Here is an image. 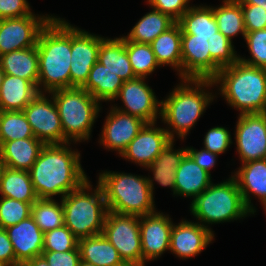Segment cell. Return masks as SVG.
I'll return each mask as SVG.
<instances>
[{
	"label": "cell",
	"instance_id": "816d5d0a",
	"mask_svg": "<svg viewBox=\"0 0 266 266\" xmlns=\"http://www.w3.org/2000/svg\"><path fill=\"white\" fill-rule=\"evenodd\" d=\"M3 167H4L3 162L0 159V175H1V172H2Z\"/></svg>",
	"mask_w": 266,
	"mask_h": 266
},
{
	"label": "cell",
	"instance_id": "4dcf8cb0",
	"mask_svg": "<svg viewBox=\"0 0 266 266\" xmlns=\"http://www.w3.org/2000/svg\"><path fill=\"white\" fill-rule=\"evenodd\" d=\"M175 23L169 15L154 9L144 15L125 38L136 43L150 44Z\"/></svg>",
	"mask_w": 266,
	"mask_h": 266
},
{
	"label": "cell",
	"instance_id": "8fae6325",
	"mask_svg": "<svg viewBox=\"0 0 266 266\" xmlns=\"http://www.w3.org/2000/svg\"><path fill=\"white\" fill-rule=\"evenodd\" d=\"M39 92L23 109L34 136L45 145L64 144V133L55 101Z\"/></svg>",
	"mask_w": 266,
	"mask_h": 266
},
{
	"label": "cell",
	"instance_id": "3957f363",
	"mask_svg": "<svg viewBox=\"0 0 266 266\" xmlns=\"http://www.w3.org/2000/svg\"><path fill=\"white\" fill-rule=\"evenodd\" d=\"M37 51L38 92L41 84L48 92L71 87V25L52 17L39 33Z\"/></svg>",
	"mask_w": 266,
	"mask_h": 266
},
{
	"label": "cell",
	"instance_id": "836d02e7",
	"mask_svg": "<svg viewBox=\"0 0 266 266\" xmlns=\"http://www.w3.org/2000/svg\"><path fill=\"white\" fill-rule=\"evenodd\" d=\"M36 138L23 111H0V145L12 140Z\"/></svg>",
	"mask_w": 266,
	"mask_h": 266
},
{
	"label": "cell",
	"instance_id": "ab89813d",
	"mask_svg": "<svg viewBox=\"0 0 266 266\" xmlns=\"http://www.w3.org/2000/svg\"><path fill=\"white\" fill-rule=\"evenodd\" d=\"M231 143V135L227 129L214 127L205 135L204 149L215 154H220L225 152Z\"/></svg>",
	"mask_w": 266,
	"mask_h": 266
},
{
	"label": "cell",
	"instance_id": "603a6c76",
	"mask_svg": "<svg viewBox=\"0 0 266 266\" xmlns=\"http://www.w3.org/2000/svg\"><path fill=\"white\" fill-rule=\"evenodd\" d=\"M210 175L186 153L176 169L175 195L192 196L195 199L212 184Z\"/></svg>",
	"mask_w": 266,
	"mask_h": 266
},
{
	"label": "cell",
	"instance_id": "681fc988",
	"mask_svg": "<svg viewBox=\"0 0 266 266\" xmlns=\"http://www.w3.org/2000/svg\"><path fill=\"white\" fill-rule=\"evenodd\" d=\"M4 76H5V72L3 71V69H2V67L0 65V86L3 83Z\"/></svg>",
	"mask_w": 266,
	"mask_h": 266
},
{
	"label": "cell",
	"instance_id": "9a60e30c",
	"mask_svg": "<svg viewBox=\"0 0 266 266\" xmlns=\"http://www.w3.org/2000/svg\"><path fill=\"white\" fill-rule=\"evenodd\" d=\"M145 78L136 77L134 79L125 81L120 88L117 97H120L126 106L124 109H115L136 116L146 123H155L157 113L161 114L158 106L161 102H158L153 90L144 82Z\"/></svg>",
	"mask_w": 266,
	"mask_h": 266
},
{
	"label": "cell",
	"instance_id": "7402d4cb",
	"mask_svg": "<svg viewBox=\"0 0 266 266\" xmlns=\"http://www.w3.org/2000/svg\"><path fill=\"white\" fill-rule=\"evenodd\" d=\"M44 146L37 138L3 142L0 145V159L7 168L29 171Z\"/></svg>",
	"mask_w": 266,
	"mask_h": 266
},
{
	"label": "cell",
	"instance_id": "f6af8a7d",
	"mask_svg": "<svg viewBox=\"0 0 266 266\" xmlns=\"http://www.w3.org/2000/svg\"><path fill=\"white\" fill-rule=\"evenodd\" d=\"M0 263L6 266H21L16 261L13 245L4 228H0Z\"/></svg>",
	"mask_w": 266,
	"mask_h": 266
},
{
	"label": "cell",
	"instance_id": "d6a6232c",
	"mask_svg": "<svg viewBox=\"0 0 266 266\" xmlns=\"http://www.w3.org/2000/svg\"><path fill=\"white\" fill-rule=\"evenodd\" d=\"M223 2L222 6L213 8L218 30L230 41L239 32L245 39L246 30L241 4L237 0H224Z\"/></svg>",
	"mask_w": 266,
	"mask_h": 266
},
{
	"label": "cell",
	"instance_id": "f35d334b",
	"mask_svg": "<svg viewBox=\"0 0 266 266\" xmlns=\"http://www.w3.org/2000/svg\"><path fill=\"white\" fill-rule=\"evenodd\" d=\"M245 40L252 59L239 57V60L245 64L266 69V29L246 32Z\"/></svg>",
	"mask_w": 266,
	"mask_h": 266
},
{
	"label": "cell",
	"instance_id": "ac0fdd59",
	"mask_svg": "<svg viewBox=\"0 0 266 266\" xmlns=\"http://www.w3.org/2000/svg\"><path fill=\"white\" fill-rule=\"evenodd\" d=\"M111 110L103 127L101 142L106 148L117 150L121 155L146 122L114 107Z\"/></svg>",
	"mask_w": 266,
	"mask_h": 266
},
{
	"label": "cell",
	"instance_id": "9c48e42d",
	"mask_svg": "<svg viewBox=\"0 0 266 266\" xmlns=\"http://www.w3.org/2000/svg\"><path fill=\"white\" fill-rule=\"evenodd\" d=\"M190 210L200 222L208 224L237 220L251 213L234 177L220 184H211L193 199Z\"/></svg>",
	"mask_w": 266,
	"mask_h": 266
},
{
	"label": "cell",
	"instance_id": "74e56055",
	"mask_svg": "<svg viewBox=\"0 0 266 266\" xmlns=\"http://www.w3.org/2000/svg\"><path fill=\"white\" fill-rule=\"evenodd\" d=\"M77 246L78 239L65 225L44 233L43 251L67 252Z\"/></svg>",
	"mask_w": 266,
	"mask_h": 266
},
{
	"label": "cell",
	"instance_id": "b9f144b4",
	"mask_svg": "<svg viewBox=\"0 0 266 266\" xmlns=\"http://www.w3.org/2000/svg\"><path fill=\"white\" fill-rule=\"evenodd\" d=\"M149 4L176 22L188 11L189 0H148Z\"/></svg>",
	"mask_w": 266,
	"mask_h": 266
},
{
	"label": "cell",
	"instance_id": "6da1fadb",
	"mask_svg": "<svg viewBox=\"0 0 266 266\" xmlns=\"http://www.w3.org/2000/svg\"><path fill=\"white\" fill-rule=\"evenodd\" d=\"M181 35V78L213 80L239 57L219 30L210 7H190L177 21Z\"/></svg>",
	"mask_w": 266,
	"mask_h": 266
},
{
	"label": "cell",
	"instance_id": "d6986e66",
	"mask_svg": "<svg viewBox=\"0 0 266 266\" xmlns=\"http://www.w3.org/2000/svg\"><path fill=\"white\" fill-rule=\"evenodd\" d=\"M204 224L182 221L172 225L170 251L181 258L199 254L212 241L214 235Z\"/></svg>",
	"mask_w": 266,
	"mask_h": 266
},
{
	"label": "cell",
	"instance_id": "7dc6e473",
	"mask_svg": "<svg viewBox=\"0 0 266 266\" xmlns=\"http://www.w3.org/2000/svg\"><path fill=\"white\" fill-rule=\"evenodd\" d=\"M22 266H50L45 258L41 256H37L31 260L26 261Z\"/></svg>",
	"mask_w": 266,
	"mask_h": 266
},
{
	"label": "cell",
	"instance_id": "e575fe53",
	"mask_svg": "<svg viewBox=\"0 0 266 266\" xmlns=\"http://www.w3.org/2000/svg\"><path fill=\"white\" fill-rule=\"evenodd\" d=\"M31 216L40 230L45 233L64 225V211L53 199H37L31 208Z\"/></svg>",
	"mask_w": 266,
	"mask_h": 266
},
{
	"label": "cell",
	"instance_id": "44dd1931",
	"mask_svg": "<svg viewBox=\"0 0 266 266\" xmlns=\"http://www.w3.org/2000/svg\"><path fill=\"white\" fill-rule=\"evenodd\" d=\"M232 177L236 180L243 201L251 213L254 214L255 211L253 205L250 204L249 192L257 195L266 207V159L243 163L235 176Z\"/></svg>",
	"mask_w": 266,
	"mask_h": 266
},
{
	"label": "cell",
	"instance_id": "c3c4849f",
	"mask_svg": "<svg viewBox=\"0 0 266 266\" xmlns=\"http://www.w3.org/2000/svg\"><path fill=\"white\" fill-rule=\"evenodd\" d=\"M240 4H253L262 6L266 10V0H237Z\"/></svg>",
	"mask_w": 266,
	"mask_h": 266
},
{
	"label": "cell",
	"instance_id": "bcb514c9",
	"mask_svg": "<svg viewBox=\"0 0 266 266\" xmlns=\"http://www.w3.org/2000/svg\"><path fill=\"white\" fill-rule=\"evenodd\" d=\"M187 153L192 157L197 165L210 173L209 170L215 165L217 154L212 153L206 149L196 151L193 148H187Z\"/></svg>",
	"mask_w": 266,
	"mask_h": 266
},
{
	"label": "cell",
	"instance_id": "ffe728a7",
	"mask_svg": "<svg viewBox=\"0 0 266 266\" xmlns=\"http://www.w3.org/2000/svg\"><path fill=\"white\" fill-rule=\"evenodd\" d=\"M6 231L13 245L16 261L21 266L26 261L42 255L44 233L32 216L7 227Z\"/></svg>",
	"mask_w": 266,
	"mask_h": 266
},
{
	"label": "cell",
	"instance_id": "277c9868",
	"mask_svg": "<svg viewBox=\"0 0 266 266\" xmlns=\"http://www.w3.org/2000/svg\"><path fill=\"white\" fill-rule=\"evenodd\" d=\"M227 102L240 114L266 113V69L236 63L222 68L213 79Z\"/></svg>",
	"mask_w": 266,
	"mask_h": 266
},
{
	"label": "cell",
	"instance_id": "4316f807",
	"mask_svg": "<svg viewBox=\"0 0 266 266\" xmlns=\"http://www.w3.org/2000/svg\"><path fill=\"white\" fill-rule=\"evenodd\" d=\"M81 261L94 266H123L116 248L103 235L78 240Z\"/></svg>",
	"mask_w": 266,
	"mask_h": 266
},
{
	"label": "cell",
	"instance_id": "5b68a950",
	"mask_svg": "<svg viewBox=\"0 0 266 266\" xmlns=\"http://www.w3.org/2000/svg\"><path fill=\"white\" fill-rule=\"evenodd\" d=\"M152 181L132 174L104 172L98 183L109 211L140 217L155 213Z\"/></svg>",
	"mask_w": 266,
	"mask_h": 266
},
{
	"label": "cell",
	"instance_id": "52a82bcc",
	"mask_svg": "<svg viewBox=\"0 0 266 266\" xmlns=\"http://www.w3.org/2000/svg\"><path fill=\"white\" fill-rule=\"evenodd\" d=\"M90 182H84L78 189L69 192L62 198L64 225L79 240L100 235L103 232L107 206L104 191L98 183L94 194L86 193Z\"/></svg>",
	"mask_w": 266,
	"mask_h": 266
},
{
	"label": "cell",
	"instance_id": "5bb4252c",
	"mask_svg": "<svg viewBox=\"0 0 266 266\" xmlns=\"http://www.w3.org/2000/svg\"><path fill=\"white\" fill-rule=\"evenodd\" d=\"M104 38L71 26V87H83L90 70L98 61V51Z\"/></svg>",
	"mask_w": 266,
	"mask_h": 266
},
{
	"label": "cell",
	"instance_id": "ba28073f",
	"mask_svg": "<svg viewBox=\"0 0 266 266\" xmlns=\"http://www.w3.org/2000/svg\"><path fill=\"white\" fill-rule=\"evenodd\" d=\"M57 106L64 133V144L69 140H87L99 112V103L83 87H69L51 91Z\"/></svg>",
	"mask_w": 266,
	"mask_h": 266
},
{
	"label": "cell",
	"instance_id": "f907efd6",
	"mask_svg": "<svg viewBox=\"0 0 266 266\" xmlns=\"http://www.w3.org/2000/svg\"><path fill=\"white\" fill-rule=\"evenodd\" d=\"M79 266H94V265H91V264H88V263L81 261Z\"/></svg>",
	"mask_w": 266,
	"mask_h": 266
},
{
	"label": "cell",
	"instance_id": "30bf717a",
	"mask_svg": "<svg viewBox=\"0 0 266 266\" xmlns=\"http://www.w3.org/2000/svg\"><path fill=\"white\" fill-rule=\"evenodd\" d=\"M102 234L125 264L143 266L139 216L107 211Z\"/></svg>",
	"mask_w": 266,
	"mask_h": 266
},
{
	"label": "cell",
	"instance_id": "8992f818",
	"mask_svg": "<svg viewBox=\"0 0 266 266\" xmlns=\"http://www.w3.org/2000/svg\"><path fill=\"white\" fill-rule=\"evenodd\" d=\"M184 80L185 85L181 83L180 86L175 88L165 101H161V106L159 107L162 120L174 129L172 131L167 130L172 140H174L173 131L183 139L197 119L203 114L211 99H213V96L209 95L211 93H205L202 87L212 86L215 84L214 80ZM189 84H193L195 87L191 88Z\"/></svg>",
	"mask_w": 266,
	"mask_h": 266
},
{
	"label": "cell",
	"instance_id": "f1b7e54d",
	"mask_svg": "<svg viewBox=\"0 0 266 266\" xmlns=\"http://www.w3.org/2000/svg\"><path fill=\"white\" fill-rule=\"evenodd\" d=\"M0 194L2 197L31 204L38 199L29 171L14 170L5 166L0 175Z\"/></svg>",
	"mask_w": 266,
	"mask_h": 266
},
{
	"label": "cell",
	"instance_id": "7c38bea8",
	"mask_svg": "<svg viewBox=\"0 0 266 266\" xmlns=\"http://www.w3.org/2000/svg\"><path fill=\"white\" fill-rule=\"evenodd\" d=\"M52 17L32 13L20 18L0 20V56L15 50L37 46L40 31Z\"/></svg>",
	"mask_w": 266,
	"mask_h": 266
},
{
	"label": "cell",
	"instance_id": "8d00e7d4",
	"mask_svg": "<svg viewBox=\"0 0 266 266\" xmlns=\"http://www.w3.org/2000/svg\"><path fill=\"white\" fill-rule=\"evenodd\" d=\"M31 203L1 197L0 199V228L6 229L31 216Z\"/></svg>",
	"mask_w": 266,
	"mask_h": 266
},
{
	"label": "cell",
	"instance_id": "ee69618b",
	"mask_svg": "<svg viewBox=\"0 0 266 266\" xmlns=\"http://www.w3.org/2000/svg\"><path fill=\"white\" fill-rule=\"evenodd\" d=\"M31 14L26 0H0V20L20 18Z\"/></svg>",
	"mask_w": 266,
	"mask_h": 266
},
{
	"label": "cell",
	"instance_id": "7bdbcfd3",
	"mask_svg": "<svg viewBox=\"0 0 266 266\" xmlns=\"http://www.w3.org/2000/svg\"><path fill=\"white\" fill-rule=\"evenodd\" d=\"M42 256L50 266H79L81 262L78 246L67 252L43 251Z\"/></svg>",
	"mask_w": 266,
	"mask_h": 266
},
{
	"label": "cell",
	"instance_id": "60d3db41",
	"mask_svg": "<svg viewBox=\"0 0 266 266\" xmlns=\"http://www.w3.org/2000/svg\"><path fill=\"white\" fill-rule=\"evenodd\" d=\"M246 32L266 29V10L262 6L241 4Z\"/></svg>",
	"mask_w": 266,
	"mask_h": 266
},
{
	"label": "cell",
	"instance_id": "83f0119b",
	"mask_svg": "<svg viewBox=\"0 0 266 266\" xmlns=\"http://www.w3.org/2000/svg\"><path fill=\"white\" fill-rule=\"evenodd\" d=\"M123 83L119 76L97 61L90 70L83 88L97 101H109L117 99Z\"/></svg>",
	"mask_w": 266,
	"mask_h": 266
},
{
	"label": "cell",
	"instance_id": "2e32d148",
	"mask_svg": "<svg viewBox=\"0 0 266 266\" xmlns=\"http://www.w3.org/2000/svg\"><path fill=\"white\" fill-rule=\"evenodd\" d=\"M172 225L171 219L162 213L139 217L143 266L145 260H154L170 249Z\"/></svg>",
	"mask_w": 266,
	"mask_h": 266
},
{
	"label": "cell",
	"instance_id": "4fadbf2b",
	"mask_svg": "<svg viewBox=\"0 0 266 266\" xmlns=\"http://www.w3.org/2000/svg\"><path fill=\"white\" fill-rule=\"evenodd\" d=\"M239 115L235 139L242 163L266 159V113Z\"/></svg>",
	"mask_w": 266,
	"mask_h": 266
},
{
	"label": "cell",
	"instance_id": "d4e9b609",
	"mask_svg": "<svg viewBox=\"0 0 266 266\" xmlns=\"http://www.w3.org/2000/svg\"><path fill=\"white\" fill-rule=\"evenodd\" d=\"M38 93L30 81L5 74L0 86V111H23Z\"/></svg>",
	"mask_w": 266,
	"mask_h": 266
},
{
	"label": "cell",
	"instance_id": "e0dca14e",
	"mask_svg": "<svg viewBox=\"0 0 266 266\" xmlns=\"http://www.w3.org/2000/svg\"><path fill=\"white\" fill-rule=\"evenodd\" d=\"M155 123H146L136 137L122 152V157L148 167L172 139L167 129L154 128Z\"/></svg>",
	"mask_w": 266,
	"mask_h": 266
},
{
	"label": "cell",
	"instance_id": "7a4b0ae2",
	"mask_svg": "<svg viewBox=\"0 0 266 266\" xmlns=\"http://www.w3.org/2000/svg\"><path fill=\"white\" fill-rule=\"evenodd\" d=\"M80 153L63 144L45 145L29 170L34 190L39 199L78 189L88 180L80 165Z\"/></svg>",
	"mask_w": 266,
	"mask_h": 266
},
{
	"label": "cell",
	"instance_id": "f546056e",
	"mask_svg": "<svg viewBox=\"0 0 266 266\" xmlns=\"http://www.w3.org/2000/svg\"><path fill=\"white\" fill-rule=\"evenodd\" d=\"M181 35V27L176 22L172 27L161 33L150 43L159 65L170 64L180 69L178 70L180 76L182 62Z\"/></svg>",
	"mask_w": 266,
	"mask_h": 266
},
{
	"label": "cell",
	"instance_id": "cb8c5ba5",
	"mask_svg": "<svg viewBox=\"0 0 266 266\" xmlns=\"http://www.w3.org/2000/svg\"><path fill=\"white\" fill-rule=\"evenodd\" d=\"M0 65L5 74L26 79L38 90L39 59L37 46L1 55Z\"/></svg>",
	"mask_w": 266,
	"mask_h": 266
},
{
	"label": "cell",
	"instance_id": "1f68e13d",
	"mask_svg": "<svg viewBox=\"0 0 266 266\" xmlns=\"http://www.w3.org/2000/svg\"><path fill=\"white\" fill-rule=\"evenodd\" d=\"M173 140L167 144L157 158L148 166L153 171L154 179L162 186H169L175 194V174L187 148L173 151Z\"/></svg>",
	"mask_w": 266,
	"mask_h": 266
},
{
	"label": "cell",
	"instance_id": "484cf974",
	"mask_svg": "<svg viewBox=\"0 0 266 266\" xmlns=\"http://www.w3.org/2000/svg\"><path fill=\"white\" fill-rule=\"evenodd\" d=\"M98 62L124 82L136 78L127 51L126 38L103 39L98 51Z\"/></svg>",
	"mask_w": 266,
	"mask_h": 266
},
{
	"label": "cell",
	"instance_id": "f5cc1de1",
	"mask_svg": "<svg viewBox=\"0 0 266 266\" xmlns=\"http://www.w3.org/2000/svg\"><path fill=\"white\" fill-rule=\"evenodd\" d=\"M123 266H137V265H134V264H124Z\"/></svg>",
	"mask_w": 266,
	"mask_h": 266
},
{
	"label": "cell",
	"instance_id": "d590c367",
	"mask_svg": "<svg viewBox=\"0 0 266 266\" xmlns=\"http://www.w3.org/2000/svg\"><path fill=\"white\" fill-rule=\"evenodd\" d=\"M126 51L136 77L146 78L160 66L150 44L136 43L126 39Z\"/></svg>",
	"mask_w": 266,
	"mask_h": 266
}]
</instances>
